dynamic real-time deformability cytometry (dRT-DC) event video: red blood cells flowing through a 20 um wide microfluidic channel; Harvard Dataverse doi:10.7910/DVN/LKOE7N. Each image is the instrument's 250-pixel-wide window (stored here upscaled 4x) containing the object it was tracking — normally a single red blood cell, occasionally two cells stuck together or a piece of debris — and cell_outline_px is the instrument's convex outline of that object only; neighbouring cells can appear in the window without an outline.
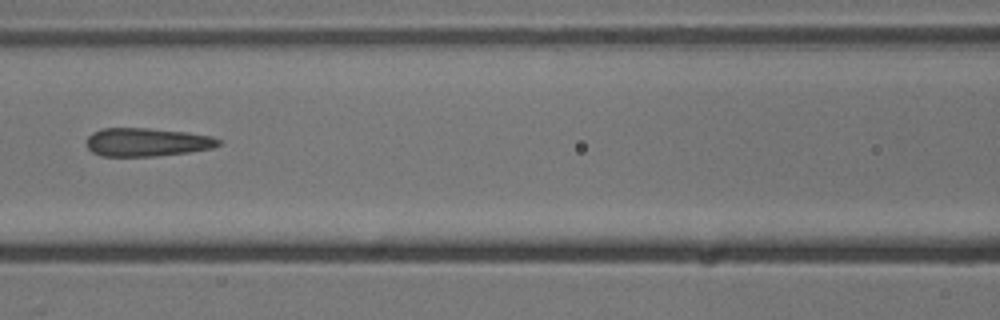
{"species": "common noctule bat (a hibernating species)", "species_latin": "Nyctalus noctula", "temperature_condition": "cold", "stored_images_in_passage": 4, "camera_frame_rate_fps": 3000, "um_per_image_px": 0.085, "animal": {"sex": "male", "body_mass_g": 13.3}, "frame": {"image": 1, "passage_image": 4, "time_ms": 4.333, "image_size_px": [1000, 320], "cell_outline_px": [[220, 144], [212, 148], [188, 152], [156, 156], [104, 156], [92, 152], [88, 148], [88, 136], [92, 132], [104, 128], [148, 128], [188, 132], [212, 136], [220, 140]], "centroid_in_image_um": [12.5, 12.08], "position_along_channel_um": 154.1, "area_um2": 21.73}}